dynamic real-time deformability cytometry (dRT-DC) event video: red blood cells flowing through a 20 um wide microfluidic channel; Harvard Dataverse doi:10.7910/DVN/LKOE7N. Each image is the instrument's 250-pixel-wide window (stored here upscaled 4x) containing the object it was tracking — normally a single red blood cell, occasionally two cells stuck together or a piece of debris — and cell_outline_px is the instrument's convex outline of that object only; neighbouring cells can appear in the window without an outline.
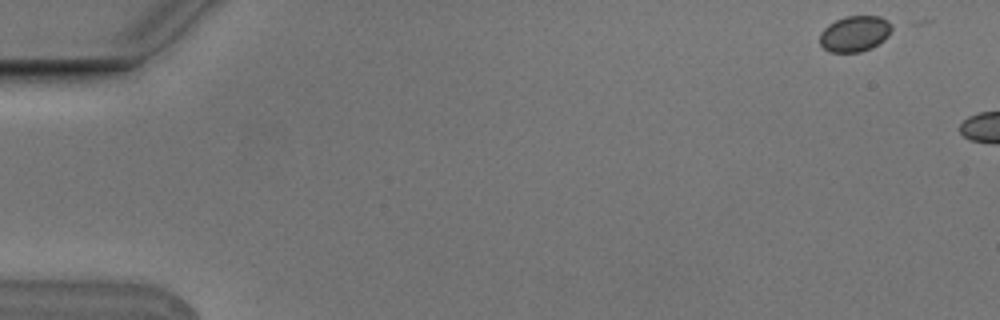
{"species": "Egyptian fruit bat (a non-hibernating species)", "species_latin": "Rousettus aegyptiacus", "temperature_condition": "cold", "stored_images_in_passage": 3, "camera_frame_rate_fps": 3000, "um_per_image_px": 0.085, "animal": {"sex": "male"}, "frame": {"image": 1, "passage_image": 1, "time_ms": 0.0, "image_size_px": [1000, 320], "cell_outline_px": [[896, 24], [888, 36], [884, 40], [872, 48], [860, 52], [828, 52], [820, 44], [820, 32], [828, 24], [844, 16], [880, 16]], "centroid_in_image_um": [72.69, 2.85], "position_along_channel_um": 12.3, "area_um2": 15.37}}